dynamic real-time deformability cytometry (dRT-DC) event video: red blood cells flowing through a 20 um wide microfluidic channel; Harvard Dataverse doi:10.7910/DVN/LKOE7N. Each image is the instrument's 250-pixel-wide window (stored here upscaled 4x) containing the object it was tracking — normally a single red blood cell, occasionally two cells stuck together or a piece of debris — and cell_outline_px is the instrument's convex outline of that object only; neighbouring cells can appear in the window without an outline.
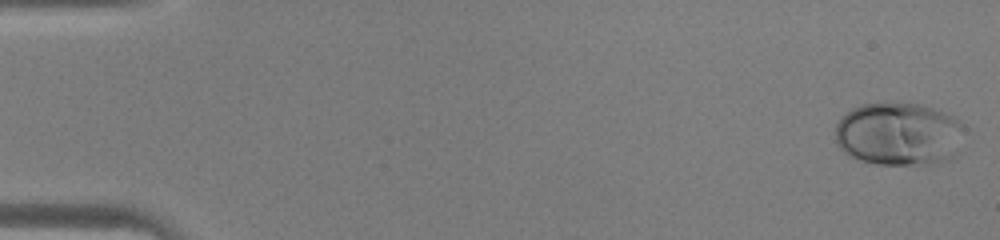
{"species": "human", "species_latin": "Homo sapiens", "temperature_condition": "warm", "stored_images_in_passage": 45, "camera_frame_rate_fps": 3000, "um_per_image_px": 0.085, "donor": {"sex": "male"}, "frame": {"image": 1, "passage_image": 1, "time_ms": 0.0, "image_size_px": [1000, 240], "cell_outline_px": [[964, 124], [952, 156], [948, 160], [928, 164], [876, 164], [860, 160], [848, 156], [836, 144], [836, 124], [852, 108], [864, 104], [916, 104], [932, 108], [956, 116]], "centroid_in_image_um": [76.36, 11.4], "position_along_channel_um": 8.6, "area_um2": 46.88}}
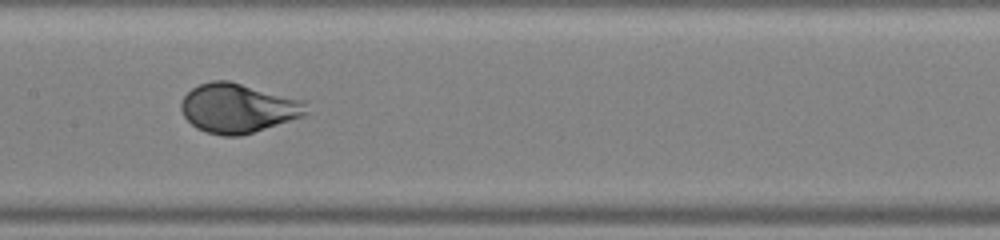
{"frame": {"image": 2, "passage_image": 23, "time_ms": 7.333, "image_size_px": [1000, 240], "cell_outline_px": [[308, 112], [304, 116], [240, 136], [220, 136], [196, 128], [184, 116], [180, 108], [180, 104], [184, 96], [192, 88], [200, 84], [212, 80], [228, 80], [304, 100]], "centroid_in_image_um": [20.22, 9.19], "position_along_channel_um": 187.2, "area_um2": 35.89}}
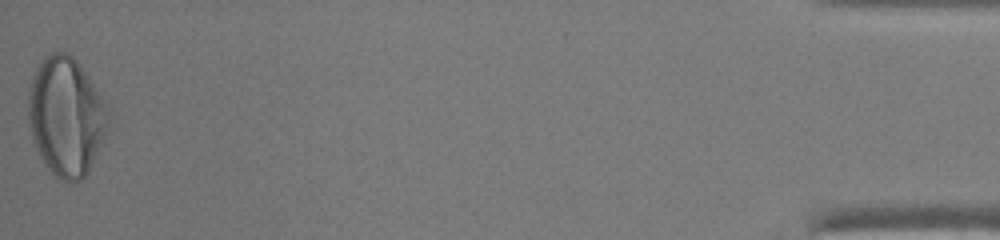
{"frame": {"image": 3, "passage_image": 45, "time_ms": 14.667, "image_size_px": [1000, 240], "cell_outline_px": [[112, 108], [108, 128], [88, 172], [80, 180], [56, 180], [52, 176], [32, 144], [28, 120], [28, 92], [32, 76], [36, 64], [48, 52], [68, 52], [80, 64]], "centroid_in_image_um": [5.61, 9.87], "position_along_channel_um": 429.6, "area_um2": 56.64}}